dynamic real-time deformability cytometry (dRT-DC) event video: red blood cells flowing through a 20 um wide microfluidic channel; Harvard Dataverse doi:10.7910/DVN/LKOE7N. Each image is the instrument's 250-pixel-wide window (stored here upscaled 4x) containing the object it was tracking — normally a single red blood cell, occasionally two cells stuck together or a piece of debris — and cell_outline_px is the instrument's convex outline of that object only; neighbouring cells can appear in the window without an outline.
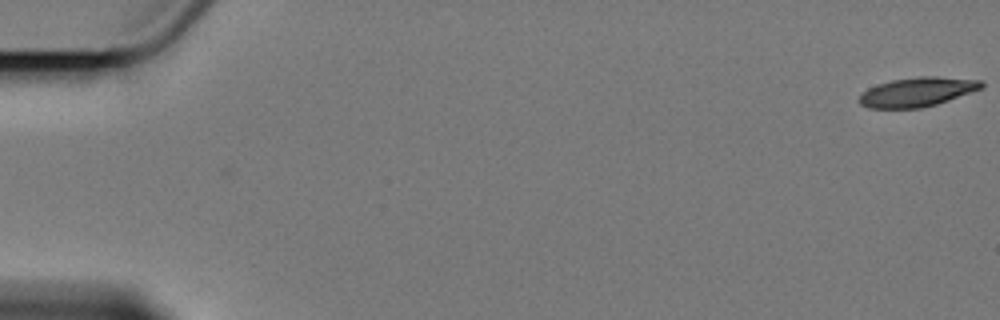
{"species": "Egyptian fruit bat (a non-hibernating species)", "species_latin": "Rousettus aegyptiacus", "temperature_condition": "cold", "stored_images_in_passage": 2, "camera_frame_rate_fps": 3000, "um_per_image_px": 0.085, "animal": {"sex": "female"}, "frame": {"image": 1, "passage_image": 2, "time_ms": 1.0, "image_size_px": [1000, 320], "cell_outline_px": [[984, 88], [936, 104], [920, 108], [868, 108], [860, 104], [856, 100], [868, 88], [892, 80], [920, 76], [936, 76], [984, 80]], "centroid_in_image_um": [78.0, 7.81], "position_along_channel_um": 7.0, "area_um2": 20.87}}